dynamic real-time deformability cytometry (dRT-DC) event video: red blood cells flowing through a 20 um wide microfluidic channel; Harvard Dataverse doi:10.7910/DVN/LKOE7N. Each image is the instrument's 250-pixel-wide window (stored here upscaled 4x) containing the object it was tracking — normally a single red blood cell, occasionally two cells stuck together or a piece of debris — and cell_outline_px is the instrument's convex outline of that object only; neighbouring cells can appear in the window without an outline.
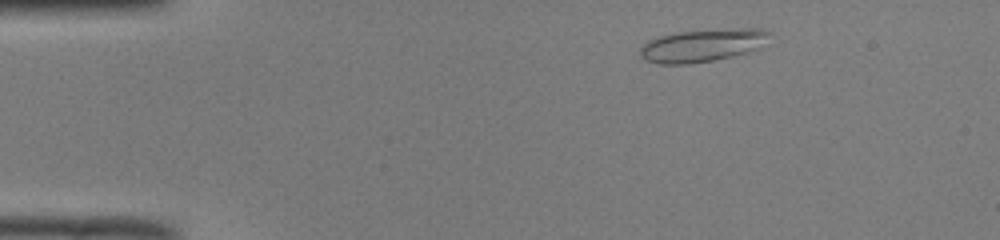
{"species": "common noctule bat (a hibernating species)", "species_latin": "Nyctalus noctula", "temperature_condition": "room temperature", "stored_images_in_passage": 48, "camera_frame_rate_fps": 3000, "um_per_image_px": 0.085, "animal": {"sex": "male", "body_mass_g": 19.0, "forearm_length_mm": 50.8}, "frame": {"image": 1, "passage_image": 5, "time_ms": 1.333, "image_size_px": [1000, 240], "cell_outline_px": [[772, 32], [760, 48], [732, 56], [712, 60], [688, 64], [660, 64], [644, 60], [640, 56], [640, 48], [648, 40], [660, 36], [676, 32], [744, 28], [764, 28]], "centroid_in_image_um": [59.71, 3.85], "position_along_channel_um": 25.3, "area_um2": 24.62}}
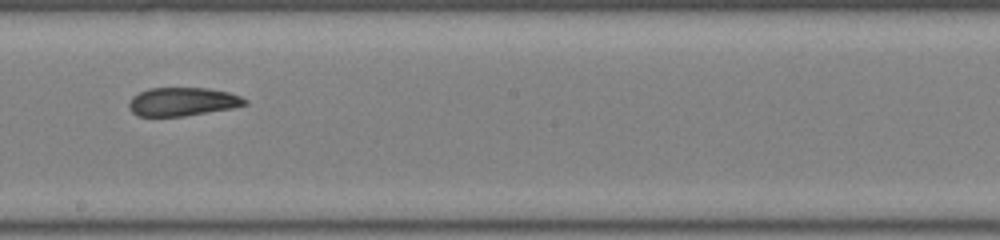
{"frame": {"image": 2, "passage_image": 26, "time_ms": 8.333, "image_size_px": [1000, 240], "cell_outline_px": [[248, 104], [232, 108], [184, 116], [136, 116], [128, 108], [128, 100], [132, 96], [148, 88], [208, 88], [228, 92], [240, 96], [248, 100]], "centroid_in_image_um": [15.49, 8.64], "position_along_channel_um": 232.7, "area_um2": 19.36}}
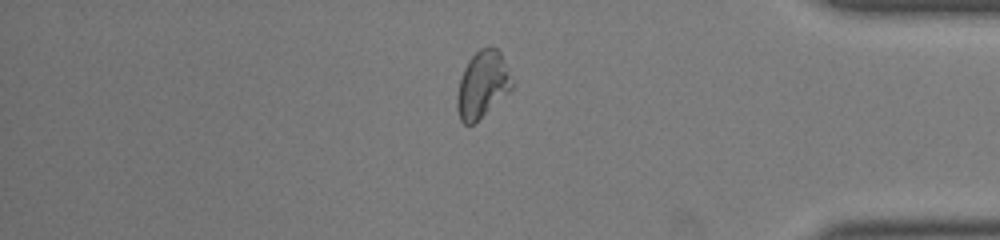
{"frame": {"image": 3, "passage_image": 40, "time_ms": 13.0, "image_size_px": [1000, 240], "cell_outline_px": [[512, 88], [508, 92], [472, 124], [464, 124], [460, 120], [456, 108], [456, 96], [460, 80], [464, 68], [468, 60], [480, 48], [496, 48], [500, 52], [508, 72], [512, 84]], "centroid_in_image_um": [40.95, 7.19], "position_along_channel_um": 394.2, "area_um2": 20.63}, "authors_computed_cell_mechanics": {"area_um2": 21.1259, "velocity_mm_per_s": 3.9865, "shape_relaxation_time_tau1_ms": null, "shape_relaxation_time_tau2_ms": 1.483, "deformation_change_tau1": null, "deformation_change_tau2": 0.0747}}